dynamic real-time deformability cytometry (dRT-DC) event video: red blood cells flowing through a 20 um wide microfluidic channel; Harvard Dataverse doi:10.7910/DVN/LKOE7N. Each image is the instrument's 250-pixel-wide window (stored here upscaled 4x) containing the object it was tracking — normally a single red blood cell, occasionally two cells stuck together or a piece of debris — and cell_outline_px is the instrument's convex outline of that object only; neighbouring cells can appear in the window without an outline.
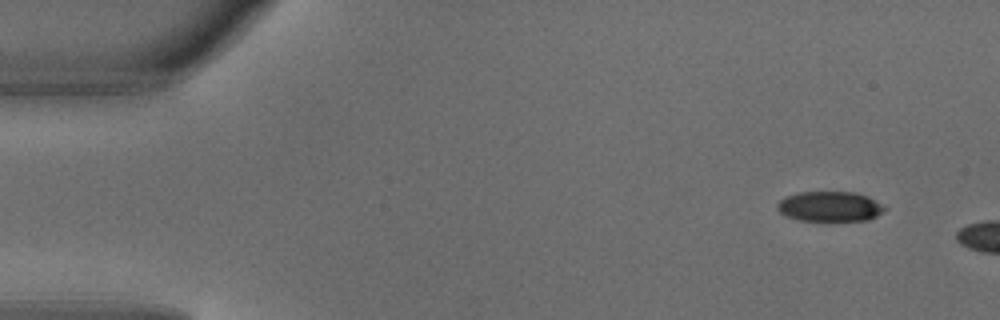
{"species": "common noctule bat (a hibernating species)", "species_latin": "Nyctalus noctula", "temperature_condition": "warm", "stored_images_in_passage": 2, "camera_frame_rate_fps": 3000, "um_per_image_px": 0.085, "animal": {"sex": "male", "body_mass_g": 18.8}, "frame": {"image": 1, "passage_image": 1, "time_ms": 0.0, "image_size_px": [1000, 320], "cell_outline_px": [[888, 208], [884, 212], [868, 220], [800, 220], [788, 216], [780, 212], [776, 208], [776, 204], [784, 196], [800, 192], [856, 192], [868, 196]], "centroid_in_image_um": [70.55, 17.53], "position_along_channel_um": 14.5, "area_um2": 18.79}}